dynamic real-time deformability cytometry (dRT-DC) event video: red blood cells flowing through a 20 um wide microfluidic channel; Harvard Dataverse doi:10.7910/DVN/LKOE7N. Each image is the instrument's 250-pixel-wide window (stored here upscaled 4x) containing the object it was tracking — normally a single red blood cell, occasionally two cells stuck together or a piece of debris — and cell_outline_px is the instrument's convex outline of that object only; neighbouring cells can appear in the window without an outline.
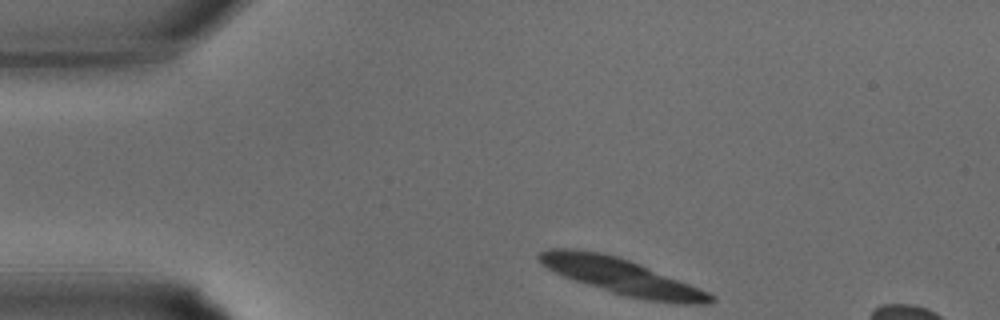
{"species": "common noctule bat (a hibernating species)", "species_latin": "Nyctalus noctula", "temperature_condition": "warm", "stored_images_in_passage": 6, "camera_frame_rate_fps": 3000, "um_per_image_px": 0.085, "animal": {"sex": "male", "body_mass_g": 15.6}, "frame": {"image": 1, "passage_image": 1, "time_ms": 0.0, "image_size_px": [1000, 320], "cell_outline_px": [[716, 300], [708, 304], [684, 304], [648, 300], [628, 296], [612, 292], [564, 276], [540, 264], [536, 256], [544, 248], [572, 248], [600, 252], [616, 256], [640, 264], [700, 288], [708, 292]], "centroid_in_image_um": [52.81, 23.48], "position_along_channel_um": 32.2, "area_um2": 35.32}}